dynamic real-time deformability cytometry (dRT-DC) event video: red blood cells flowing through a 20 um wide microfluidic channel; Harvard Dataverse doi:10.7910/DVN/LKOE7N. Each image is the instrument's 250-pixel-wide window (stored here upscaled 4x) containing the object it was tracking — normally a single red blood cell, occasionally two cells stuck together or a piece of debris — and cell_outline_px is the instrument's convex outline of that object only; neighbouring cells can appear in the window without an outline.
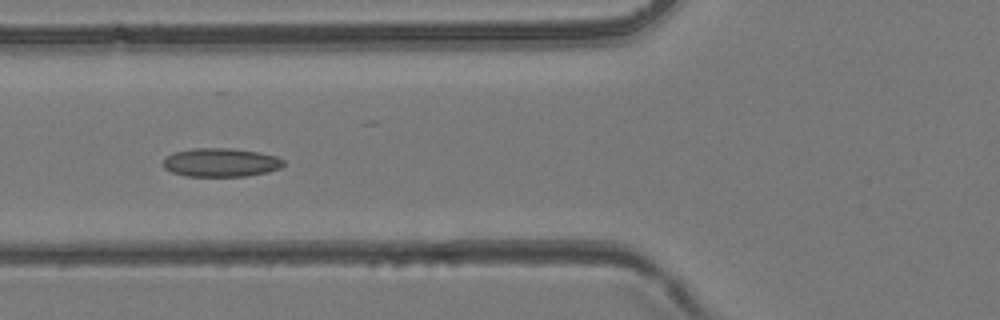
{"species": "common noctule bat (a hibernating species)", "species_latin": "Nyctalus noctula", "temperature_condition": "room temperature", "stored_images_in_passage": 44, "camera_frame_rate_fps": 3000, "um_per_image_px": 0.085, "animal": {"sex": "female", "body_mass_g": 24.6, "forearm_length_mm": 56.2}, "frame": {"image": 1, "passage_image": 17, "time_ms": 5.333, "image_size_px": [1000, 320], "cell_outline_px": [[284, 164], [280, 168], [268, 172], [248, 176], [188, 176], [172, 172], [164, 168], [164, 156], [172, 152], [192, 148], [232, 148], [260, 152], [276, 156], [284, 160]], "centroid_in_image_um": [18.77, 13.8], "position_along_channel_um": 107.0, "area_um2": 20.29}}
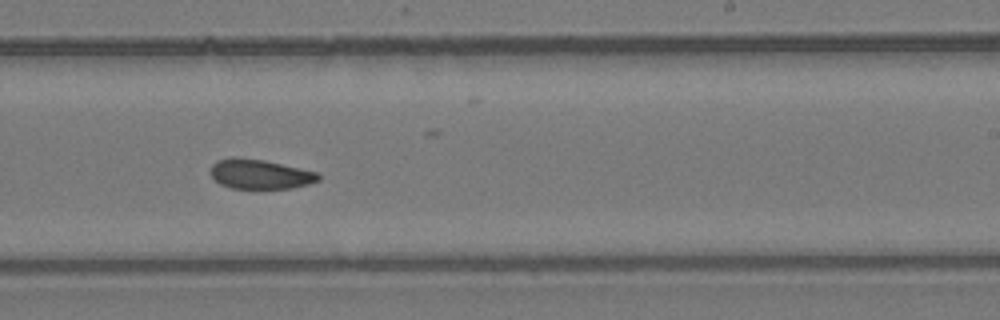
{"frame": {"image": 2, "passage_image": 27, "time_ms": 8.667, "image_size_px": [1000, 320], "cell_outline_px": [[320, 180], [308, 184], [292, 188], [232, 188], [220, 184], [212, 176], [212, 164], [216, 160], [232, 156], [264, 160], [316, 172], [320, 176]], "centroid_in_image_um": [22.08, 14.79], "position_along_channel_um": 266.9, "area_um2": 18.44}}
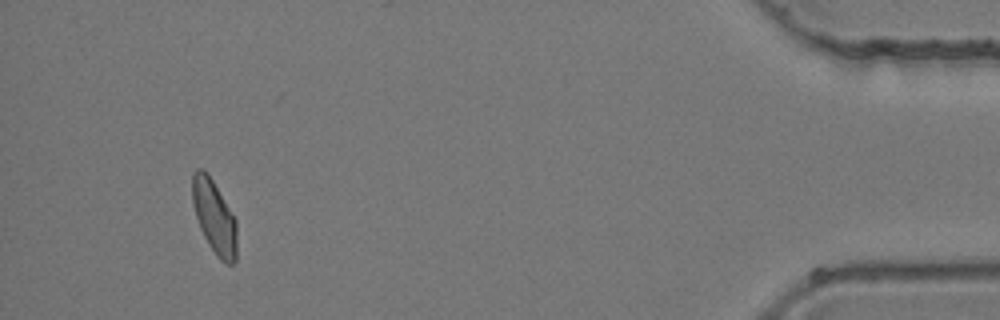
{"frame": {"image": 3, "passage_image": 41, "time_ms": 13.333, "image_size_px": [1000, 320], "cell_outline_px": [[236, 260], [232, 264], [228, 264], [220, 260], [216, 256], [208, 244], [200, 228], [192, 204], [192, 172], [196, 168], [204, 168], [212, 180], [236, 220]], "centroid_in_image_um": [18.19, 18.43], "position_along_channel_um": 417.0, "area_um2": 19.02}}